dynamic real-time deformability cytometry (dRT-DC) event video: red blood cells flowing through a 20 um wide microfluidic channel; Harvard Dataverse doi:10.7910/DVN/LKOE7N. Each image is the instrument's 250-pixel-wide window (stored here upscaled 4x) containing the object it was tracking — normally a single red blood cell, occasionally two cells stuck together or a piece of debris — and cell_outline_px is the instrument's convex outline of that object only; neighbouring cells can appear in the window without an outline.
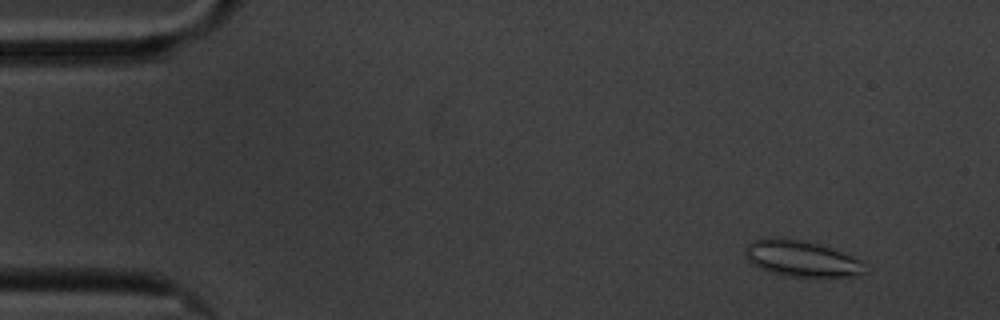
{"species": "common noctule bat (a hibernating species)", "species_latin": "Nyctalus noctula", "temperature_condition": "cold", "stored_images_in_passage": 59, "camera_frame_rate_fps": 3000, "um_per_image_px": 0.085, "animal": {"sex": "male", "body_mass_g": 20.1, "forearm_length_mm": 53.5}, "frame": {"image": 1, "passage_image": 5, "time_ms": 1.333, "image_size_px": [1000, 320], "cell_outline_px": [[868, 272], [856, 276], [784, 276], [760, 268], [752, 264], [748, 260], [744, 252], [744, 248], [752, 240], [764, 236], [776, 236], [800, 240], [816, 244], [864, 260]], "centroid_in_image_um": [68.1, 21.96], "position_along_channel_um": 16.9, "area_um2": 25.32}}
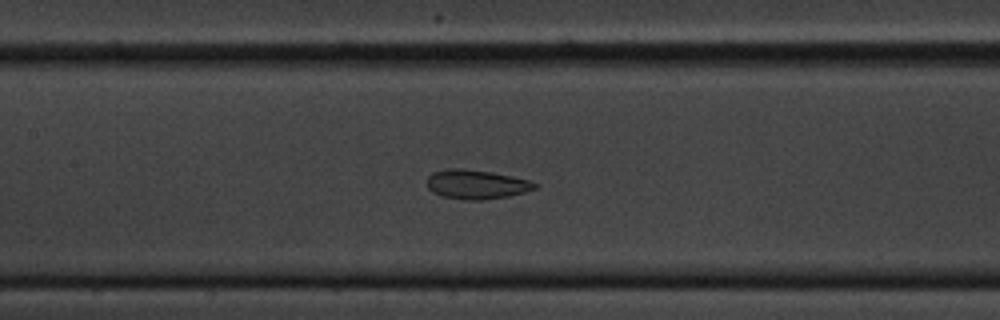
{"frame": {"image": 2, "passage_image": 27, "time_ms": 8.667, "image_size_px": [1000, 320], "cell_outline_px": [[540, 184], [536, 188], [524, 192], [508, 196], [480, 200], [464, 200], [440, 196], [432, 192], [428, 188], [428, 176], [432, 172], [448, 168], [460, 168], [492, 172], [512, 176], [528, 180]], "centroid_in_image_um": [40.47, 15.67], "position_along_channel_um": 166.9, "area_um2": 18.44}}
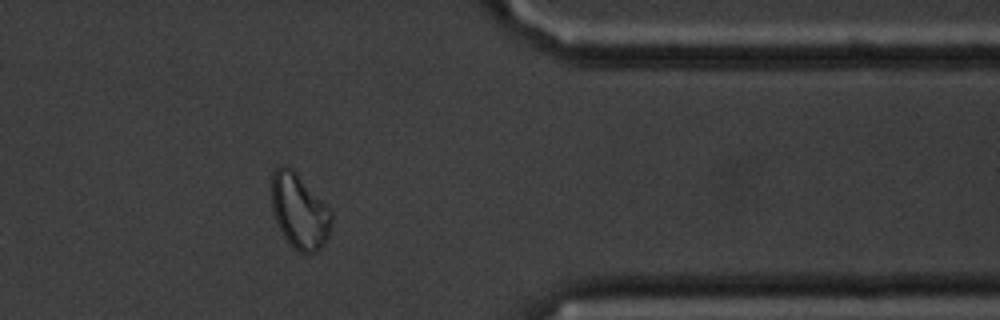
{"frame": {"image": 3, "passage_image": 48, "time_ms": 15.667, "image_size_px": [1000, 320], "cell_outline_px": [[332, 220], [328, 236], [324, 244], [316, 252], [300, 252], [284, 236], [276, 220], [272, 208], [272, 172], [276, 168], [284, 164], [288, 164], [296, 172], [332, 212]], "centroid_in_image_um": [25.45, 17.92], "position_along_channel_um": 386.0, "area_um2": 25.66}, "authors_computed_cell_mechanics": {"area_um2": 21.6172, "velocity_mm_per_s": 3.3587, "shape_relaxation_time_tau1_ms": 10.3207, "shape_relaxation_time_tau2_ms": 1.4983, "deformation_change_tau1": 0.167, "deformation_change_tau2": 0.0797}}